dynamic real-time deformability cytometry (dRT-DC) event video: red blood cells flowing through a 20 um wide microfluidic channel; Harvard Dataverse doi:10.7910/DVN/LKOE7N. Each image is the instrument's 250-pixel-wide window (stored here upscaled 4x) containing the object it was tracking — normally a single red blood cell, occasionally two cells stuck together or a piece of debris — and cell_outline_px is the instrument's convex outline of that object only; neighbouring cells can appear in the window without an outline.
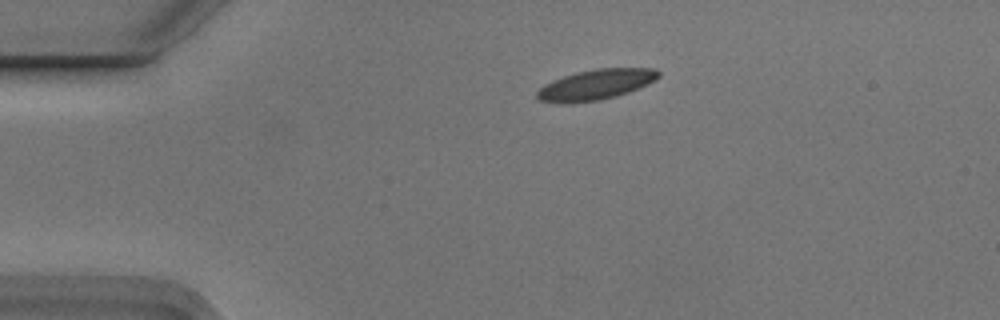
{"species": "Egyptian fruit bat (a non-hibernating species)", "species_latin": "Rousettus aegyptiacus", "temperature_condition": "cold", "stored_images_in_passage": 2, "camera_frame_rate_fps": 3000, "um_per_image_px": 0.085, "animal": {"sex": "male"}, "frame": {"image": 1, "passage_image": 1, "time_ms": 0.0, "image_size_px": [1000, 320], "cell_outline_px": [[660, 76], [656, 80], [628, 92], [616, 96], [596, 100], [540, 100], [536, 96], [536, 92], [544, 84], [552, 80], [576, 72], [596, 68], [656, 68], [660, 72]], "centroid_in_image_um": [50.74, 7.12], "position_along_channel_um": 34.3, "area_um2": 20.63}}